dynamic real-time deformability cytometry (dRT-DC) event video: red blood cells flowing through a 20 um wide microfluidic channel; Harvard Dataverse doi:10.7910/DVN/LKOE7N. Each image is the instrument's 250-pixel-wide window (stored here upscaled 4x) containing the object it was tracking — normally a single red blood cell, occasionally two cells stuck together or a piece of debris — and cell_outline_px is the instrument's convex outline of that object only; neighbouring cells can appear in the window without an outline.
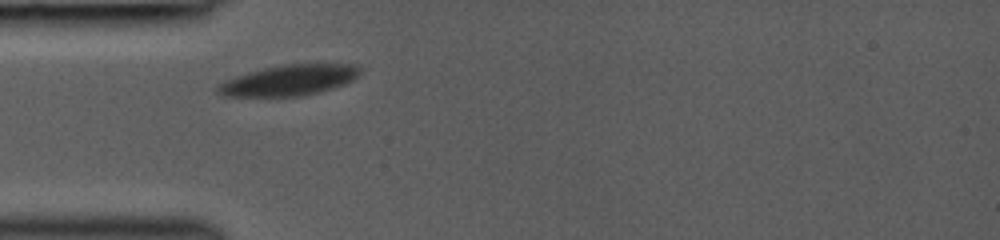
{"species": "common noctule bat (a hibernating species)", "species_latin": "Nyctalus noctula", "temperature_condition": "room temperature", "stored_images_in_passage": 24, "camera_frame_rate_fps": 3000, "um_per_image_px": 0.085, "animal": {"sex": "female", "body_mass_g": 19.0, "forearm_length_mm": 53.3}, "frame": {"image": 1, "passage_image": 1, "time_ms": 0.0, "image_size_px": [1000, 240], "cell_outline_px": [[360, 72], [352, 80], [344, 84], [320, 92], [304, 96], [220, 96], [216, 92], [216, 84], [224, 80], [248, 72], [264, 68], [284, 64], [360, 64]], "centroid_in_image_um": [24.53, 6.82], "position_along_channel_um": 60.5, "area_um2": 25.55}}
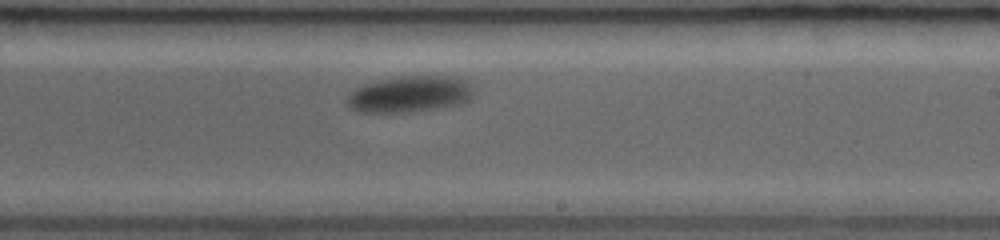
{"frame": {"image": 2, "passage_image": 14, "time_ms": 5.0, "image_size_px": [1000, 240], "cell_outline_px": [[472, 92], [468, 100], [460, 104], [408, 112], [356, 112], [348, 104], [348, 96], [356, 88], [380, 80], [404, 76], [456, 76], [464, 80], [472, 88]], "centroid_in_image_um": [34.83, 8.0], "position_along_channel_um": 254.2, "area_um2": 26.24}}
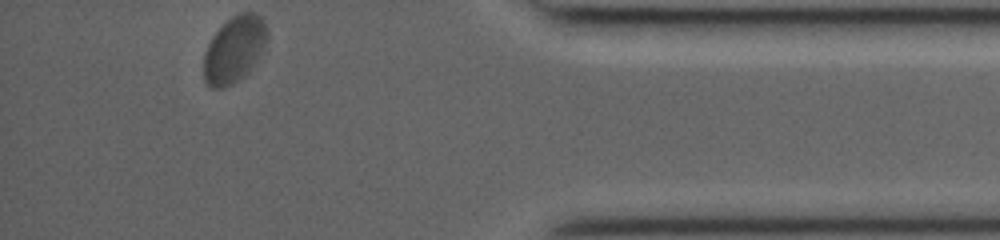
{"frame": {"image": 3, "passage_image": 24, "time_ms": 9.667, "image_size_px": [1000, 240], "cell_outline_px": [[268, 40], [264, 52], [252, 68], [244, 76], [232, 84], [224, 88], [212, 88], [204, 80], [204, 56], [208, 44], [212, 36], [232, 16], [240, 12], [252, 12], [260, 16], [268, 32]], "centroid_in_image_um": [19.95, 4.21], "position_along_channel_um": 415.3, "area_um2": 24.68}}